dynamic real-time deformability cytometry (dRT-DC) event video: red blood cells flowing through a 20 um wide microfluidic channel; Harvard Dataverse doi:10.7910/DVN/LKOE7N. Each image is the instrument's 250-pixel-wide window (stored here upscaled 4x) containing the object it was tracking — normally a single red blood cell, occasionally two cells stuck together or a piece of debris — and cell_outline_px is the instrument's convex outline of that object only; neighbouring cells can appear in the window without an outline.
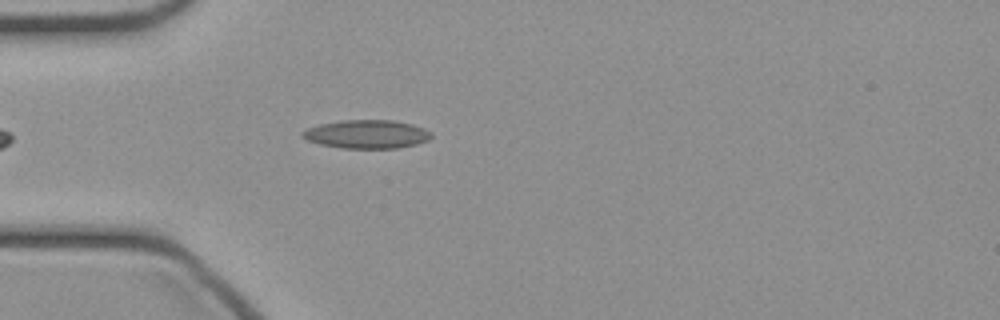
{"species": "common noctule bat (a hibernating species)", "species_latin": "Nyctalus noctula", "temperature_condition": "cold", "stored_images_in_passage": 37, "camera_frame_rate_fps": 3000, "um_per_image_px": 0.085, "animal": {"sex": "female", "body_mass_g": 21.9}, "frame": {"image": 1, "passage_image": 3, "time_ms": 0.667, "image_size_px": [1000, 320], "cell_outline_px": [[432, 136], [428, 140], [416, 144], [400, 148], [344, 148], [320, 144], [308, 140], [300, 136], [300, 132], [308, 128], [320, 124], [340, 120], [392, 120], [412, 124], [424, 128], [432, 132]], "centroid_in_image_um": [31.18, 11.4], "position_along_channel_um": 53.8, "area_um2": 21.44}}
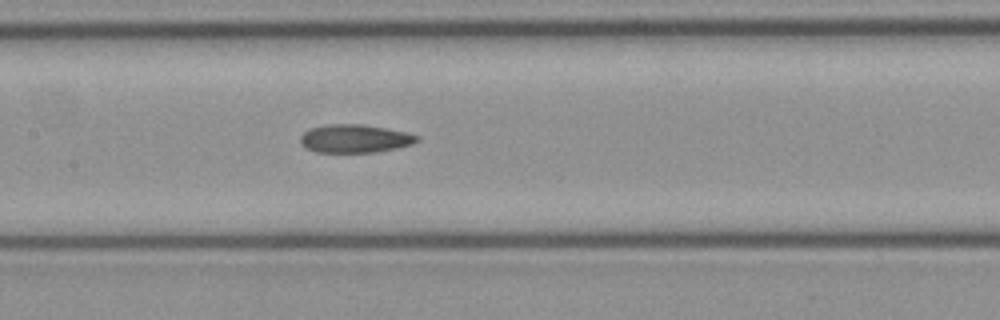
{"frame": {"image": 2, "passage_image": 12, "time_ms": 3.667, "image_size_px": [1000, 320], "cell_outline_px": [[420, 140], [412, 144], [396, 148], [376, 152], [316, 152], [304, 148], [300, 144], [300, 136], [308, 128], [328, 124], [364, 124], [404, 132], [420, 136]], "centroid_in_image_um": [30.12, 11.78], "position_along_channel_um": 177.3, "area_um2": 19.31}}
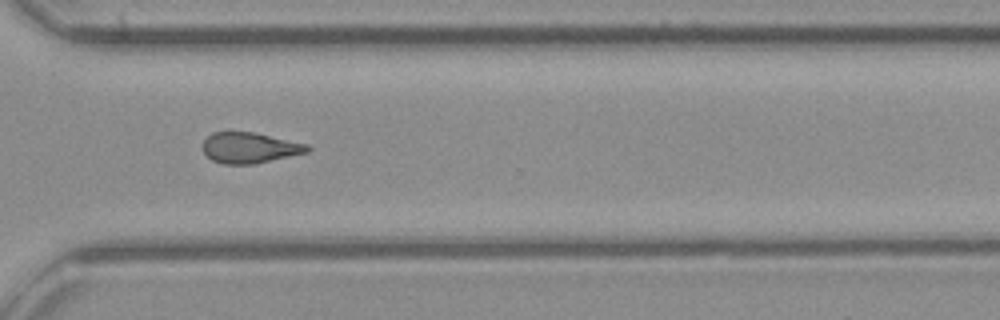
{"frame": {"image": 3, "passage_image": 24, "time_ms": 7.667, "image_size_px": [1000, 320], "cell_outline_px": [[312, 148], [308, 152], [256, 164], [224, 164], [212, 160], [204, 152], [204, 140], [212, 132], [256, 132], [308, 144]], "centroid_in_image_um": [21.27, 12.56], "position_along_channel_um": 349.3, "area_um2": 18.79}}